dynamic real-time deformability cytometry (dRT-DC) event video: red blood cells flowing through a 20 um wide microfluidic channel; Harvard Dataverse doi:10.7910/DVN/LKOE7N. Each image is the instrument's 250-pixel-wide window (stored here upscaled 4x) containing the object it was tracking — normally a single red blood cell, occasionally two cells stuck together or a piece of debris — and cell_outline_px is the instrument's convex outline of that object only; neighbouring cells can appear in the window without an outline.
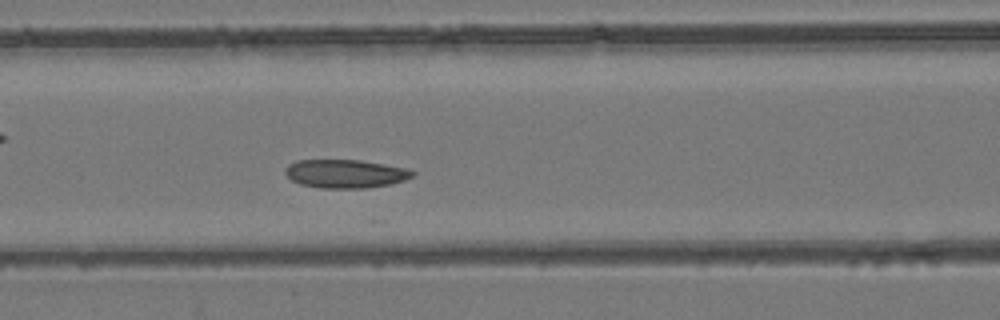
{"species": "common noctule bat (a hibernating species)", "species_latin": "Nyctalus noctula", "temperature_condition": "room temperature", "stored_images_in_passage": 23, "camera_frame_rate_fps": 3000, "um_per_image_px": 0.085, "animal": {"sex": "female", "body_mass_g": 24.6, "forearm_length_mm": 56.2}, "frame": {"image": 1, "passage_image": 19, "time_ms": 6.0, "image_size_px": [1000, 320], "cell_outline_px": [[416, 172], [412, 176], [404, 180], [392, 184], [368, 188], [320, 188], [300, 184], [292, 180], [284, 172], [284, 168], [288, 164], [296, 160], [360, 160], [408, 168]], "centroid_in_image_um": [29.36, 14.76], "position_along_channel_um": 137.2, "area_um2": 21.27}}
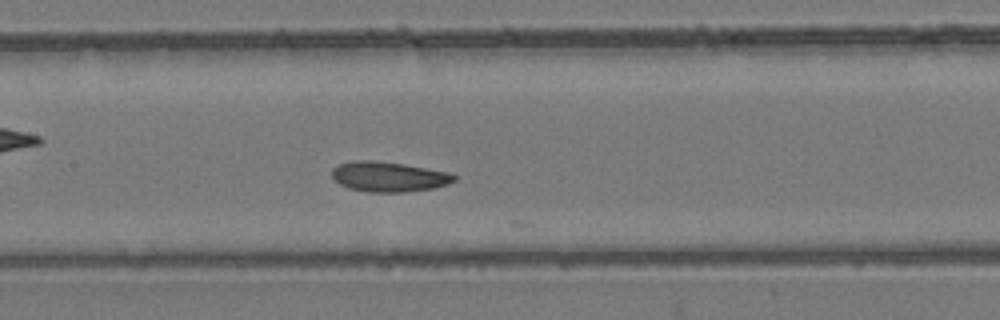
{"frame": {"image": 2, "passage_image": 22, "time_ms": 7.0, "image_size_px": [1000, 320], "cell_outline_px": [[456, 180], [448, 184], [432, 188], [404, 192], [368, 192], [348, 188], [340, 184], [332, 176], [332, 168], [336, 164], [352, 160], [372, 160], [404, 164], [448, 172], [456, 176]], "centroid_in_image_um": [33.0, 15.01], "position_along_channel_um": 174.4, "area_um2": 21.44}}